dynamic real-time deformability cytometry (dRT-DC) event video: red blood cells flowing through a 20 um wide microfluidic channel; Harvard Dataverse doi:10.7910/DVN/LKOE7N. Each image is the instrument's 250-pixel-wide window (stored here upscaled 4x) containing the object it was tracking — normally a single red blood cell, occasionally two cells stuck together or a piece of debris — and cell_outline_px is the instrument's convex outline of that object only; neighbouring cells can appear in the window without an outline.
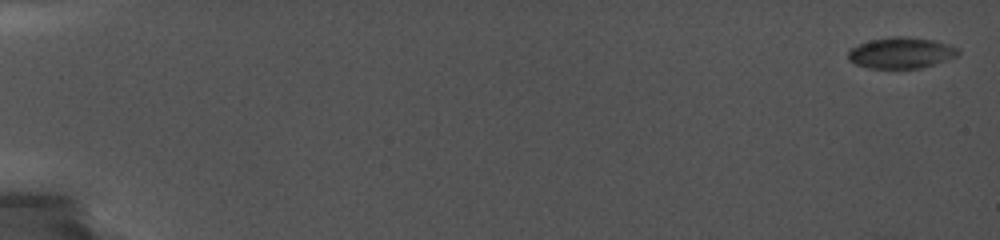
{"species": "common noctule bat (a hibernating species)", "species_latin": "Nyctalus noctula", "temperature_condition": "cold", "stored_images_in_passage": 9, "camera_frame_rate_fps": 5000, "um_per_image_px": 0.085, "animal": {"sex": "female", "body_mass_g": 19.0, "forearm_length_mm": 56.7}, "frame": {"image": 1, "passage_image": 1, "time_ms": 0.0, "image_size_px": [1000, 240], "cell_outline_px": [[960, 52], [956, 56], [948, 60], [920, 68], [868, 68], [856, 64], [848, 60], [848, 52], [852, 48], [860, 44], [872, 40], [892, 36], [904, 36], [936, 40], [960, 48]], "centroid_in_image_um": [76.63, 4.49], "position_along_channel_um": 8.4, "area_um2": 19.94}}
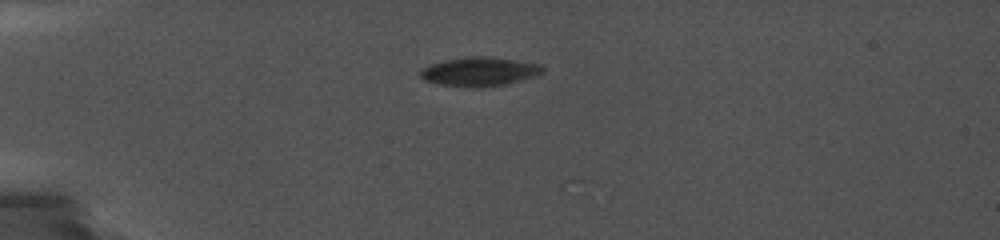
{"frame": {"image": 2, "passage_image": 6, "time_ms": 5.0, "image_size_px": [1000, 240], "cell_outline_px": [[544, 72], [536, 76], [504, 84], [480, 88], [472, 88], [440, 84], [424, 80], [420, 76], [420, 68], [444, 60], [468, 56], [488, 56], [516, 60], [540, 64], [544, 68]], "centroid_in_image_um": [40.75, 6.08], "position_along_channel_um": 44.3, "area_um2": 20.75}}